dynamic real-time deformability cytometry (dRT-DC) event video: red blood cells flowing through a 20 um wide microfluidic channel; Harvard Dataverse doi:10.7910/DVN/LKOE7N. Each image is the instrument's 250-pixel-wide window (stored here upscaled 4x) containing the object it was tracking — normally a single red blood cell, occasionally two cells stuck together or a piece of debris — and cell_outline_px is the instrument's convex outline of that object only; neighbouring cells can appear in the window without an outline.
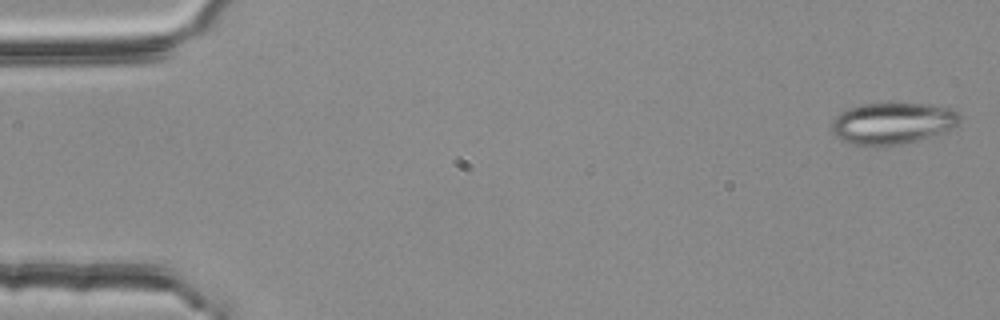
{"species": "common noctule bat (a hibernating species)", "species_latin": "Nyctalus noctula", "temperature_condition": "room temperature", "stored_images_in_passage": 4, "camera_frame_rate_fps": 3000, "um_per_image_px": 0.085, "animal": {"sex": "female", "body_mass_g": 25.1}, "frame": {"image": 1, "passage_image": 1, "time_ms": 0.0, "image_size_px": [1000, 320], "cell_outline_px": [[960, 120], [952, 128], [916, 140], [900, 144], [876, 148], [852, 144], [840, 140], [832, 132], [832, 120], [840, 112], [848, 108], [864, 104], [924, 104], [948, 108], [960, 112]], "centroid_in_image_um": [75.79, 10.5], "position_along_channel_um": 9.2, "area_um2": 30.92}}